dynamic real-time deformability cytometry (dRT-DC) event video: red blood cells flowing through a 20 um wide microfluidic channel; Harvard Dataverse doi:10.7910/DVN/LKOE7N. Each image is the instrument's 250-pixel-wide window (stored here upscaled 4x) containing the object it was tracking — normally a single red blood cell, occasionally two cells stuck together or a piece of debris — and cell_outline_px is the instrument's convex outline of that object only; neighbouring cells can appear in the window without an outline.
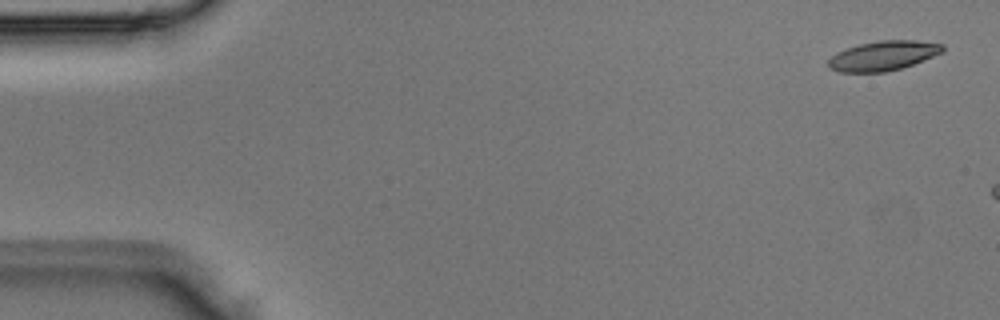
{"species": "Egyptian fruit bat (a non-hibernating species)", "species_latin": "Rousettus aegyptiacus", "temperature_condition": "room temperature", "stored_images_in_passage": 3, "camera_frame_rate_fps": 3000, "um_per_image_px": 0.085, "animal": {"sex": "male"}, "frame": {"image": 1, "passage_image": 1, "time_ms": 0.0, "image_size_px": [1000, 320], "cell_outline_px": [[944, 52], [912, 64], [900, 68], [884, 72], [840, 72], [828, 68], [828, 60], [836, 52], [860, 44], [880, 40], [916, 40], [944, 44]], "centroid_in_image_um": [75.07, 4.73], "position_along_channel_um": 9.9, "area_um2": 19.65}}